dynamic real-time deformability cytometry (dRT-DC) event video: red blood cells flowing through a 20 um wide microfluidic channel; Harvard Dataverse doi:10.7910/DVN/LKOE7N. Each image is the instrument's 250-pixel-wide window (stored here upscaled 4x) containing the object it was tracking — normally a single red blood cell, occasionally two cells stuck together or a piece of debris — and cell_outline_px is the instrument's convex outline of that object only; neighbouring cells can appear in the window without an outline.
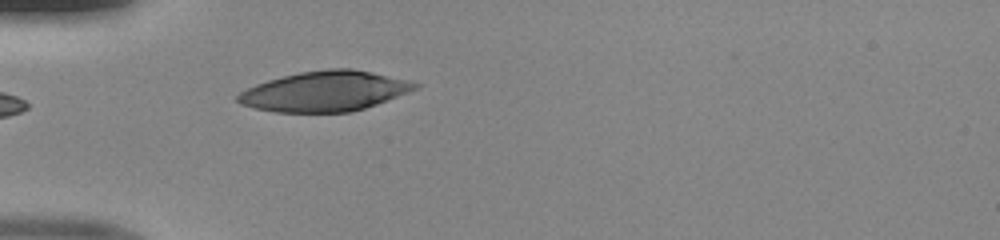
{"species": "human", "species_latin": "Homo sapiens", "temperature_condition": "room temperature", "stored_images_in_passage": 32, "camera_frame_rate_fps": 3000, "um_per_image_px": 0.085, "donor": {"sex": "male"}, "frame": {"image": 1, "passage_image": 1, "time_ms": 0.0, "image_size_px": [1000, 240], "cell_outline_px": [[420, 88], [376, 104], [352, 112], [276, 112], [256, 108], [240, 104], [236, 100], [236, 96], [240, 92], [256, 84], [268, 80], [300, 72], [328, 68], [352, 68], [372, 72], [420, 84]], "centroid_in_image_um": [27.6, 7.76], "position_along_channel_um": 57.4, "area_um2": 41.15}}
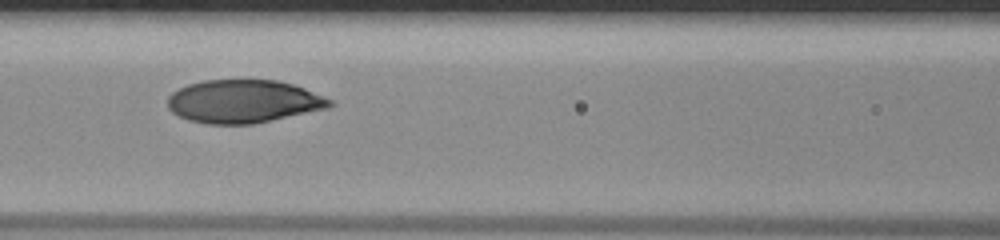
{"frame": {"image": 2, "passage_image": 8, "time_ms": 2.333, "image_size_px": [1000, 240], "cell_outline_px": [[336, 104], [328, 108], [272, 120], [252, 124], [208, 124], [188, 120], [172, 112], [168, 108], [168, 96], [172, 92], [188, 84], [204, 80], [276, 80], [292, 84], [304, 88], [324, 96], [332, 100]], "centroid_in_image_um": [20.7, 8.62], "position_along_channel_um": 145.9, "area_um2": 40.69}}
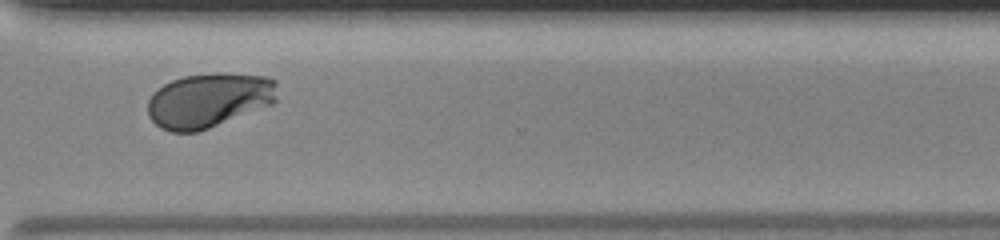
{"frame": {"image": 3, "passage_image": 23, "time_ms": 7.333, "image_size_px": [1000, 240], "cell_outline_px": [[276, 100], [272, 104], [208, 128], [196, 132], [172, 132], [160, 128], [148, 116], [148, 100], [164, 84], [172, 80], [184, 76], [268, 76], [276, 80]], "centroid_in_image_um": [17.72, 8.57], "position_along_channel_um": 352.9, "area_um2": 39.82}}